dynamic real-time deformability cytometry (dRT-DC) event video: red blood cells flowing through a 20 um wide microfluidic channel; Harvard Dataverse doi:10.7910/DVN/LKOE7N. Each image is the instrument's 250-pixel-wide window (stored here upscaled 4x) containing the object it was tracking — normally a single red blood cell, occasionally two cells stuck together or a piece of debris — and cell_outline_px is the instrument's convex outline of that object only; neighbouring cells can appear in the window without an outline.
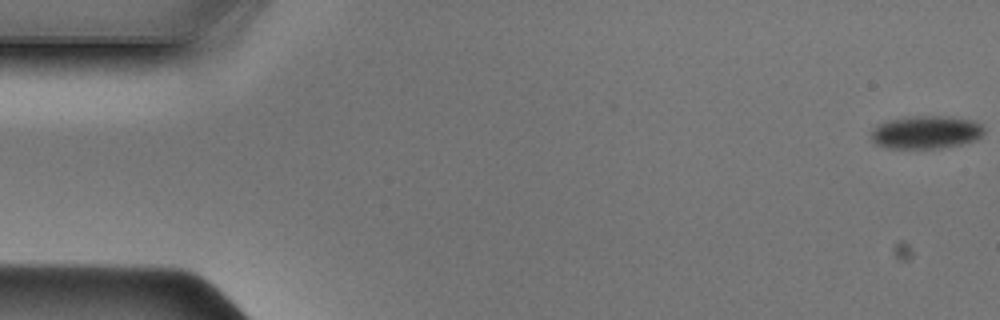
{"species": "Egyptian fruit bat (a non-hibernating species)", "species_latin": "Rousettus aegyptiacus", "temperature_condition": "cold", "stored_images_in_passage": 48, "camera_frame_rate_fps": 3000, "um_per_image_px": 0.085, "animal": {"sex": "male"}, "frame": {"image": 1, "passage_image": 1, "time_ms": 0.0, "image_size_px": [1000, 320], "cell_outline_px": [[984, 132], [976, 140], [960, 144], [940, 148], [884, 148], [876, 144], [872, 140], [872, 128], [888, 120], [916, 116], [948, 116], [972, 120], [980, 124], [984, 128]], "centroid_in_image_um": [78.71, 11.24], "position_along_channel_um": 6.3, "area_um2": 21.62}}
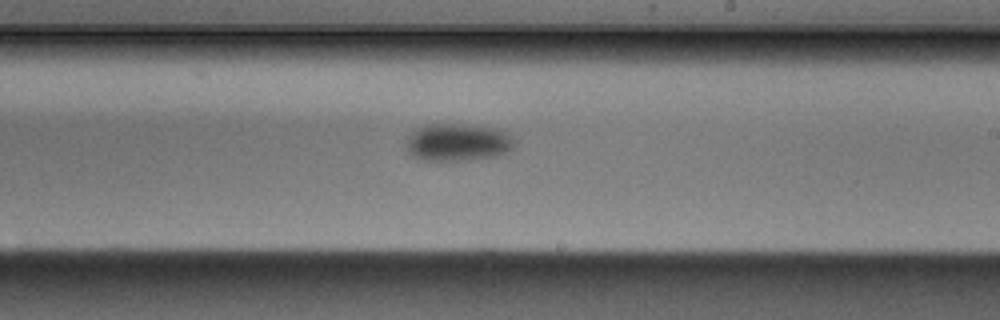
{"frame": {"image": 2, "passage_image": 28, "time_ms": 9.0, "image_size_px": [1000, 320], "cell_outline_px": [[516, 148], [508, 152], [496, 156], [472, 160], [424, 160], [408, 152], [408, 136], [416, 128], [424, 124], [464, 124], [496, 128], [508, 132], [516, 140]], "centroid_in_image_um": [39.0, 12.08], "position_along_channel_um": 250.0, "area_um2": 23.93}}
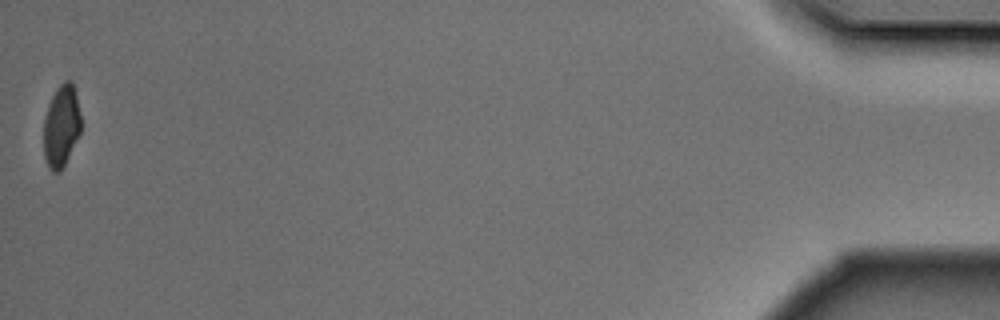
{"frame": {"image": 3, "passage_image": 48, "time_ms": 15.667, "image_size_px": [1000, 320], "cell_outline_px": [[80, 132], [60, 172], [52, 172], [44, 156], [44, 120], [48, 104], [56, 88], [64, 80], [72, 80], [76, 96], [80, 116]], "centroid_in_image_um": [5.2, 10.67], "position_along_channel_um": 430.0, "area_um2": 17.51}}